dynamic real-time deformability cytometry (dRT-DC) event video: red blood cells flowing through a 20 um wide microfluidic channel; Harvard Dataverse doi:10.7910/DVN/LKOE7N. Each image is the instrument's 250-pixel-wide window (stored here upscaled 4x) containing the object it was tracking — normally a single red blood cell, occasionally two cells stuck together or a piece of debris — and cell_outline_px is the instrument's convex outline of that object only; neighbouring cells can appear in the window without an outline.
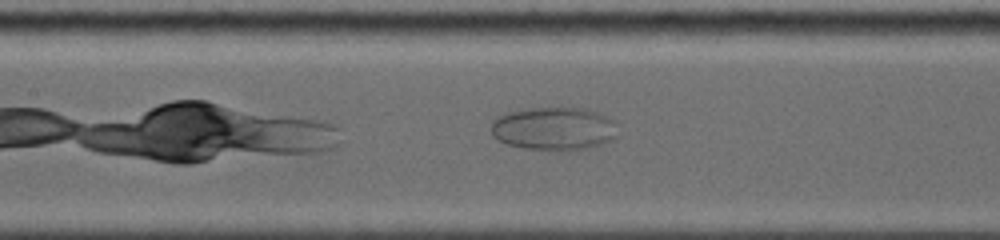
{"species": "common noctule bat (a hibernating species)", "species_latin": "Nyctalus noctula", "temperature_condition": "warm", "stored_images_in_passage": 25, "camera_frame_rate_fps": 5000, "um_per_image_px": 0.085, "animal": {"sex": "female", "body_mass_g": 19.0, "forearm_length_mm": 53.3}, "frame": {"image": 1, "passage_image": 9, "time_ms": 3.6, "image_size_px": [1000, 240], "cell_outline_px": [[616, 136], [612, 140], [600, 144], [584, 148], [524, 148], [508, 144], [496, 140], [492, 136], [492, 120], [504, 112], [532, 108], [588, 108], [600, 112], [616, 120]], "centroid_in_image_um": [47.08, 10.88], "position_along_channel_um": 160.3, "area_um2": 31.56}}
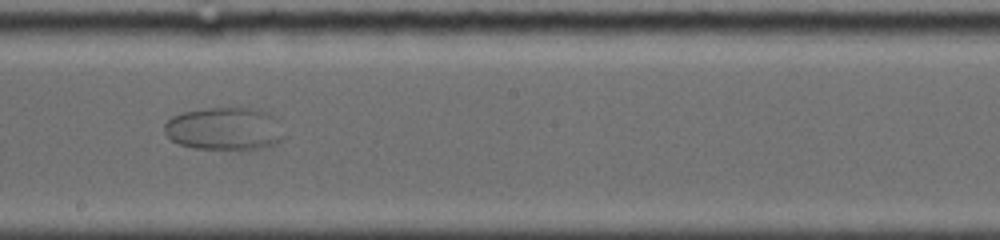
{"frame": {"image": 2, "passage_image": 13, "time_ms": 5.4, "image_size_px": [1000, 240], "cell_outline_px": [[284, 136], [276, 144], [264, 148], [196, 148], [180, 144], [172, 140], [164, 132], [164, 124], [172, 116], [180, 112], [204, 108], [260, 108], [268, 112], [272, 116]], "centroid_in_image_um": [19.04, 10.92], "position_along_channel_um": 229.2, "area_um2": 29.54}}
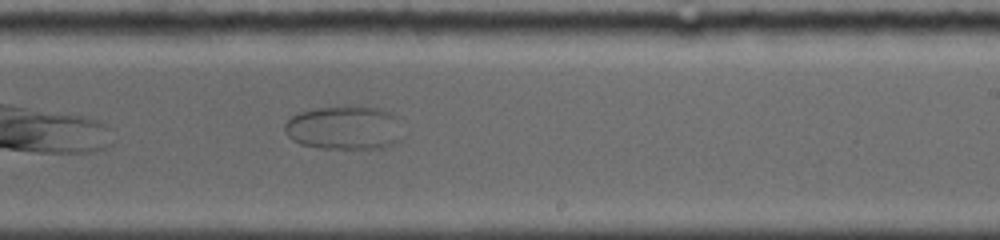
{"frame": {"image": 3, "passage_image": 15, "time_ms": 6.2, "image_size_px": [1000, 240], "cell_outline_px": [[404, 136], [400, 140], [384, 148], [320, 148], [300, 144], [292, 140], [284, 132], [284, 124], [292, 116], [300, 112], [312, 108], [352, 104], [380, 108], [392, 112]], "centroid_in_image_um": [29.26, 10.83], "position_along_channel_um": 259.7, "area_um2": 30.81}}